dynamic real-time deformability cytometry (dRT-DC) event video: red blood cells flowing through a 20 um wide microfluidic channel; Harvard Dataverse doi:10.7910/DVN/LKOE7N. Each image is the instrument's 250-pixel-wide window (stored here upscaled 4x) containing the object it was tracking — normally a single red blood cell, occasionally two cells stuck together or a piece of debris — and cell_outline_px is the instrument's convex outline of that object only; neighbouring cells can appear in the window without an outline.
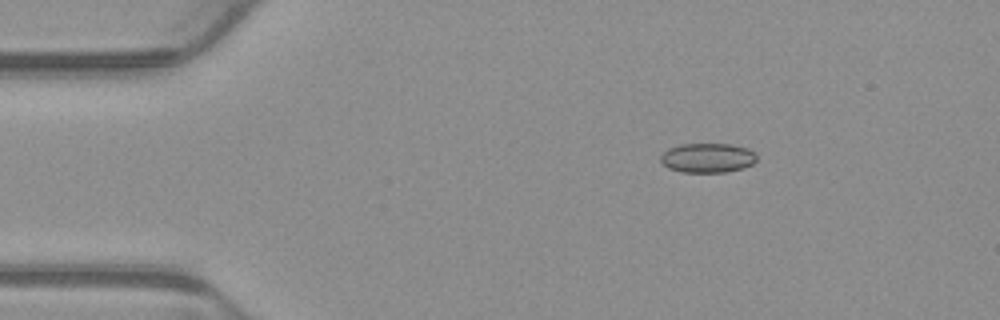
{"species": "common noctule bat (a hibernating species)", "species_latin": "Nyctalus noctula", "temperature_condition": "warm", "stored_images_in_passage": 3, "camera_frame_rate_fps": 3000, "um_per_image_px": 0.085, "animal": {"sex": "male", "body_mass_g": 23.1, "forearm_length_mm": 52.7}, "frame": {"image": 1, "passage_image": 2, "time_ms": 0.333, "image_size_px": [1000, 320], "cell_outline_px": [[756, 160], [752, 164], [744, 168], [728, 172], [680, 172], [668, 168], [660, 160], [660, 156], [668, 148], [680, 144], [732, 144], [748, 148], [756, 152]], "centroid_in_image_um": [60.16, 13.42], "position_along_channel_um": 24.8, "area_um2": 16.7}}